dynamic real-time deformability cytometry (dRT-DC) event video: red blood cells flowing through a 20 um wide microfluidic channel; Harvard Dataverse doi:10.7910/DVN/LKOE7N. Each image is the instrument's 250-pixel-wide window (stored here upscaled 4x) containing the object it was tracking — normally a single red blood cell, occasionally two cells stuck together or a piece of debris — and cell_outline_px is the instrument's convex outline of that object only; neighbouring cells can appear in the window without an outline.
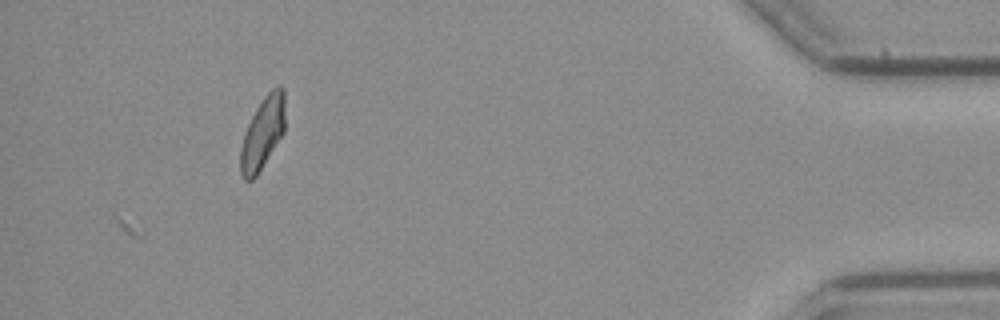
{"species": "common noctule bat (a hibernating species)", "species_latin": "Nyctalus noctula", "temperature_condition": "cold", "stored_images_in_passage": 53, "camera_frame_rate_fps": 3000, "um_per_image_px": 0.085, "animal": {"sex": "female", "body_mass_g": 21.9}, "frame": {"image": 1, "passage_image": 53, "time_ms": 17.333, "image_size_px": [1000, 320], "cell_outline_px": [[284, 132], [256, 176], [252, 180], [244, 180], [240, 172], [240, 148], [244, 132], [256, 108], [264, 96], [272, 88], [280, 84], [284, 88]], "centroid_in_image_um": [22.31, 11.29], "position_along_channel_um": 412.9, "area_um2": 18.67}}